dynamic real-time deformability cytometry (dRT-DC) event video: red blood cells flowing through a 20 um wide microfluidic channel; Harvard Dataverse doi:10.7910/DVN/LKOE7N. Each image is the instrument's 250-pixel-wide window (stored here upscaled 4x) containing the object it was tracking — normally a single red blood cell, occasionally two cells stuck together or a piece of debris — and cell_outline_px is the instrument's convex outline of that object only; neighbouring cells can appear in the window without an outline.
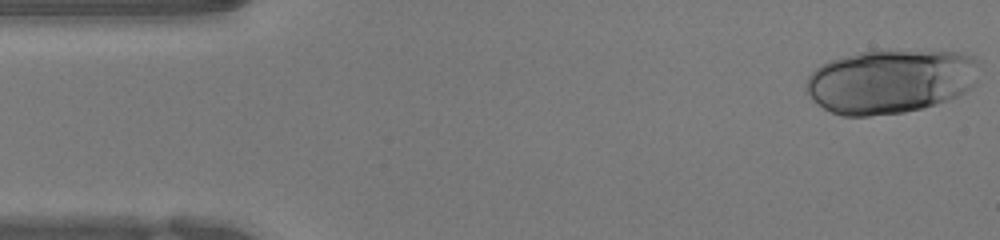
{"species": "human", "species_latin": "Homo sapiens", "temperature_condition": "warm", "stored_images_in_passage": 49, "camera_frame_rate_fps": 3000, "um_per_image_px": 0.085, "donor": {"sex": "female"}, "frame": {"image": 1, "passage_image": 1, "time_ms": 0.0, "image_size_px": [1000, 240], "cell_outline_px": [[976, 84], [972, 88], [948, 100], [936, 104], [904, 112], [868, 116], [840, 116], [824, 108], [812, 100], [804, 88], [808, 76], [820, 64], [832, 60], [860, 52], [964, 52], [972, 56], [976, 60]], "centroid_in_image_um": [75.65, 6.94], "position_along_channel_um": 9.3, "area_um2": 64.1}}
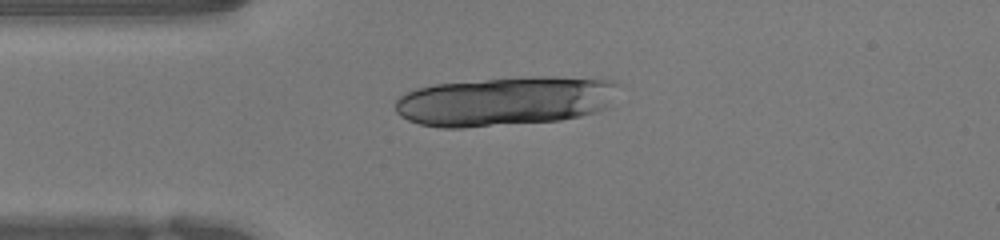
{"frame": {"image": 2, "passage_image": 11, "time_ms": 3.333, "image_size_px": [1000, 240], "cell_outline_px": [[620, 84], [608, 108], [596, 112], [580, 116], [560, 120], [464, 128], [440, 128], [420, 124], [408, 120], [400, 116], [396, 112], [396, 100], [400, 96], [416, 88], [436, 84], [484, 80], [536, 76], [556, 76], [616, 80]], "centroid_in_image_um": [42.98, 8.6], "position_along_channel_um": 42.0, "area_um2": 64.39}}
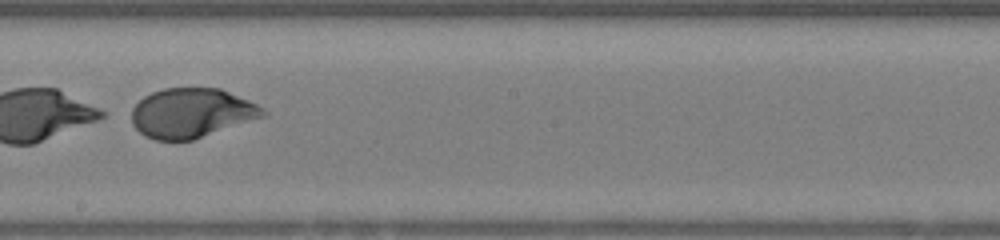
{"frame": {"image": 3, "passage_image": 27, "time_ms": 8.667, "image_size_px": [1000, 240], "cell_outline_px": [[268, 116], [192, 140], [156, 140], [144, 136], [132, 124], [132, 108], [144, 96], [152, 92], [164, 88], [220, 88], [248, 100], [264, 108], [268, 112]], "centroid_in_image_um": [16.31, 9.61], "position_along_channel_um": 231.9, "area_um2": 38.03}}